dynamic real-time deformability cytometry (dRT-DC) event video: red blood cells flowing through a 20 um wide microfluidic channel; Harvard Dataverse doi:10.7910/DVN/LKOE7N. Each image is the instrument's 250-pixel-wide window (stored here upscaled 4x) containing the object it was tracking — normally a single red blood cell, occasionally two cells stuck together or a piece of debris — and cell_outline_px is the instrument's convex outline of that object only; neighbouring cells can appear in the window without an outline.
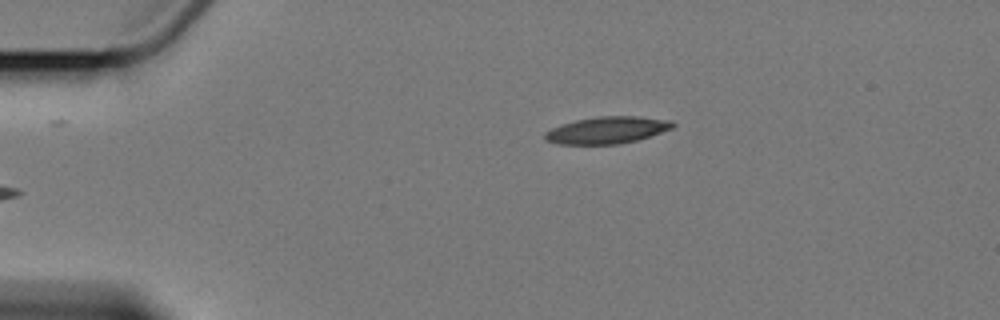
{"species": "Egyptian fruit bat (a non-hibernating species)", "species_latin": "Rousettus aegyptiacus", "temperature_condition": "cold", "stored_images_in_passage": 4, "camera_frame_rate_fps": 3000, "um_per_image_px": 0.085, "animal": {"sex": "female"}, "frame": {"image": 1, "passage_image": 4, "time_ms": 4.667, "image_size_px": [1000, 320], "cell_outline_px": [[676, 124], [672, 128], [636, 140], [620, 144], [556, 144], [544, 140], [544, 132], [552, 128], [576, 120], [600, 116], [636, 116], [672, 120]], "centroid_in_image_um": [51.58, 11.06], "position_along_channel_um": 33.4, "area_um2": 19.94}}